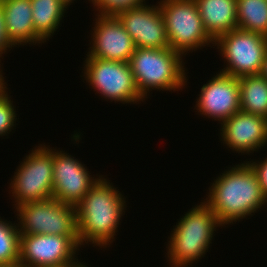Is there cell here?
Segmentation results:
<instances>
[{
  "label": "cell",
  "instance_id": "cell-26",
  "mask_svg": "<svg viewBox=\"0 0 267 267\" xmlns=\"http://www.w3.org/2000/svg\"><path fill=\"white\" fill-rule=\"evenodd\" d=\"M0 63H1V61H0ZM3 64L1 65L0 64V94L4 91V90H6L7 89V86H8V84L6 83V81H5V77H3L4 75V73H3ZM2 68V69H1ZM7 86H6V85Z\"/></svg>",
  "mask_w": 267,
  "mask_h": 267
},
{
  "label": "cell",
  "instance_id": "cell-13",
  "mask_svg": "<svg viewBox=\"0 0 267 267\" xmlns=\"http://www.w3.org/2000/svg\"><path fill=\"white\" fill-rule=\"evenodd\" d=\"M217 73L201 87L194 109L221 124L241 110L240 84L237 77Z\"/></svg>",
  "mask_w": 267,
  "mask_h": 267
},
{
  "label": "cell",
  "instance_id": "cell-29",
  "mask_svg": "<svg viewBox=\"0 0 267 267\" xmlns=\"http://www.w3.org/2000/svg\"><path fill=\"white\" fill-rule=\"evenodd\" d=\"M66 6H70L71 5V3H74V1L75 0H61ZM88 1H90L91 2V0H88Z\"/></svg>",
  "mask_w": 267,
  "mask_h": 267
},
{
  "label": "cell",
  "instance_id": "cell-17",
  "mask_svg": "<svg viewBox=\"0 0 267 267\" xmlns=\"http://www.w3.org/2000/svg\"><path fill=\"white\" fill-rule=\"evenodd\" d=\"M203 27L215 42L220 36L238 29L237 0H195Z\"/></svg>",
  "mask_w": 267,
  "mask_h": 267
},
{
  "label": "cell",
  "instance_id": "cell-16",
  "mask_svg": "<svg viewBox=\"0 0 267 267\" xmlns=\"http://www.w3.org/2000/svg\"><path fill=\"white\" fill-rule=\"evenodd\" d=\"M0 5L5 15L8 38L14 46H42L45 43L34 31L30 0H0Z\"/></svg>",
  "mask_w": 267,
  "mask_h": 267
},
{
  "label": "cell",
  "instance_id": "cell-20",
  "mask_svg": "<svg viewBox=\"0 0 267 267\" xmlns=\"http://www.w3.org/2000/svg\"><path fill=\"white\" fill-rule=\"evenodd\" d=\"M238 29L267 36V0H237Z\"/></svg>",
  "mask_w": 267,
  "mask_h": 267
},
{
  "label": "cell",
  "instance_id": "cell-4",
  "mask_svg": "<svg viewBox=\"0 0 267 267\" xmlns=\"http://www.w3.org/2000/svg\"><path fill=\"white\" fill-rule=\"evenodd\" d=\"M183 59L182 54L170 47L136 48L129 64L140 95L146 100L152 90L176 92L184 89L188 79Z\"/></svg>",
  "mask_w": 267,
  "mask_h": 267
},
{
  "label": "cell",
  "instance_id": "cell-24",
  "mask_svg": "<svg viewBox=\"0 0 267 267\" xmlns=\"http://www.w3.org/2000/svg\"><path fill=\"white\" fill-rule=\"evenodd\" d=\"M247 162L257 174L265 201L267 203V157H265L264 160H250Z\"/></svg>",
  "mask_w": 267,
  "mask_h": 267
},
{
  "label": "cell",
  "instance_id": "cell-10",
  "mask_svg": "<svg viewBox=\"0 0 267 267\" xmlns=\"http://www.w3.org/2000/svg\"><path fill=\"white\" fill-rule=\"evenodd\" d=\"M79 248L78 236L21 234L19 264L22 267L86 264L78 261Z\"/></svg>",
  "mask_w": 267,
  "mask_h": 267
},
{
  "label": "cell",
  "instance_id": "cell-9",
  "mask_svg": "<svg viewBox=\"0 0 267 267\" xmlns=\"http://www.w3.org/2000/svg\"><path fill=\"white\" fill-rule=\"evenodd\" d=\"M226 65L221 73L240 78L261 71L267 51V36L257 32L235 29L220 36L215 42ZM226 66V67H225Z\"/></svg>",
  "mask_w": 267,
  "mask_h": 267
},
{
  "label": "cell",
  "instance_id": "cell-11",
  "mask_svg": "<svg viewBox=\"0 0 267 267\" xmlns=\"http://www.w3.org/2000/svg\"><path fill=\"white\" fill-rule=\"evenodd\" d=\"M53 198L76 206L102 175H90L85 164L53 148Z\"/></svg>",
  "mask_w": 267,
  "mask_h": 267
},
{
  "label": "cell",
  "instance_id": "cell-1",
  "mask_svg": "<svg viewBox=\"0 0 267 267\" xmlns=\"http://www.w3.org/2000/svg\"><path fill=\"white\" fill-rule=\"evenodd\" d=\"M228 168L214 179L203 200L222 227L253 216L267 205L257 174L246 160Z\"/></svg>",
  "mask_w": 267,
  "mask_h": 267
},
{
  "label": "cell",
  "instance_id": "cell-12",
  "mask_svg": "<svg viewBox=\"0 0 267 267\" xmlns=\"http://www.w3.org/2000/svg\"><path fill=\"white\" fill-rule=\"evenodd\" d=\"M95 15L86 58L129 63L136 46L123 24L115 15Z\"/></svg>",
  "mask_w": 267,
  "mask_h": 267
},
{
  "label": "cell",
  "instance_id": "cell-3",
  "mask_svg": "<svg viewBox=\"0 0 267 267\" xmlns=\"http://www.w3.org/2000/svg\"><path fill=\"white\" fill-rule=\"evenodd\" d=\"M222 225L204 202L182 215L168 237L167 262L170 267H189L198 263L210 249L215 232ZM215 231V232H214Z\"/></svg>",
  "mask_w": 267,
  "mask_h": 267
},
{
  "label": "cell",
  "instance_id": "cell-2",
  "mask_svg": "<svg viewBox=\"0 0 267 267\" xmlns=\"http://www.w3.org/2000/svg\"><path fill=\"white\" fill-rule=\"evenodd\" d=\"M126 197L103 175L75 206L80 247L107 248L115 241L114 236L126 209Z\"/></svg>",
  "mask_w": 267,
  "mask_h": 267
},
{
  "label": "cell",
  "instance_id": "cell-22",
  "mask_svg": "<svg viewBox=\"0 0 267 267\" xmlns=\"http://www.w3.org/2000/svg\"><path fill=\"white\" fill-rule=\"evenodd\" d=\"M8 88L0 94V137L7 136L16 127L17 114Z\"/></svg>",
  "mask_w": 267,
  "mask_h": 267
},
{
  "label": "cell",
  "instance_id": "cell-19",
  "mask_svg": "<svg viewBox=\"0 0 267 267\" xmlns=\"http://www.w3.org/2000/svg\"><path fill=\"white\" fill-rule=\"evenodd\" d=\"M238 79L241 111L267 118V80L260 74Z\"/></svg>",
  "mask_w": 267,
  "mask_h": 267
},
{
  "label": "cell",
  "instance_id": "cell-8",
  "mask_svg": "<svg viewBox=\"0 0 267 267\" xmlns=\"http://www.w3.org/2000/svg\"><path fill=\"white\" fill-rule=\"evenodd\" d=\"M20 234L78 236L76 207L51 198L15 208ZM19 220V221H18Z\"/></svg>",
  "mask_w": 267,
  "mask_h": 267
},
{
  "label": "cell",
  "instance_id": "cell-6",
  "mask_svg": "<svg viewBox=\"0 0 267 267\" xmlns=\"http://www.w3.org/2000/svg\"><path fill=\"white\" fill-rule=\"evenodd\" d=\"M157 4L165 20L171 49L185 57L205 46H214L203 27L195 0H160Z\"/></svg>",
  "mask_w": 267,
  "mask_h": 267
},
{
  "label": "cell",
  "instance_id": "cell-21",
  "mask_svg": "<svg viewBox=\"0 0 267 267\" xmlns=\"http://www.w3.org/2000/svg\"><path fill=\"white\" fill-rule=\"evenodd\" d=\"M20 235L17 223L0 217V265L19 263Z\"/></svg>",
  "mask_w": 267,
  "mask_h": 267
},
{
  "label": "cell",
  "instance_id": "cell-15",
  "mask_svg": "<svg viewBox=\"0 0 267 267\" xmlns=\"http://www.w3.org/2000/svg\"><path fill=\"white\" fill-rule=\"evenodd\" d=\"M220 141L235 153L253 154L267 144V118L239 111L221 125Z\"/></svg>",
  "mask_w": 267,
  "mask_h": 267
},
{
  "label": "cell",
  "instance_id": "cell-25",
  "mask_svg": "<svg viewBox=\"0 0 267 267\" xmlns=\"http://www.w3.org/2000/svg\"><path fill=\"white\" fill-rule=\"evenodd\" d=\"M12 47L14 48L15 46L11 43V41L8 38L7 28L5 24V15L0 5V61L1 58L2 59L4 58V56L2 55L5 53L7 54V52H9L12 49Z\"/></svg>",
  "mask_w": 267,
  "mask_h": 267
},
{
  "label": "cell",
  "instance_id": "cell-23",
  "mask_svg": "<svg viewBox=\"0 0 267 267\" xmlns=\"http://www.w3.org/2000/svg\"><path fill=\"white\" fill-rule=\"evenodd\" d=\"M98 15H116L121 10L141 6L146 0H91Z\"/></svg>",
  "mask_w": 267,
  "mask_h": 267
},
{
  "label": "cell",
  "instance_id": "cell-28",
  "mask_svg": "<svg viewBox=\"0 0 267 267\" xmlns=\"http://www.w3.org/2000/svg\"><path fill=\"white\" fill-rule=\"evenodd\" d=\"M86 264H67V265H60L54 267H86Z\"/></svg>",
  "mask_w": 267,
  "mask_h": 267
},
{
  "label": "cell",
  "instance_id": "cell-7",
  "mask_svg": "<svg viewBox=\"0 0 267 267\" xmlns=\"http://www.w3.org/2000/svg\"><path fill=\"white\" fill-rule=\"evenodd\" d=\"M83 65L84 80L104 100L136 105L145 102L136 87L129 63L86 58Z\"/></svg>",
  "mask_w": 267,
  "mask_h": 267
},
{
  "label": "cell",
  "instance_id": "cell-27",
  "mask_svg": "<svg viewBox=\"0 0 267 267\" xmlns=\"http://www.w3.org/2000/svg\"><path fill=\"white\" fill-rule=\"evenodd\" d=\"M259 74L267 80V51Z\"/></svg>",
  "mask_w": 267,
  "mask_h": 267
},
{
  "label": "cell",
  "instance_id": "cell-18",
  "mask_svg": "<svg viewBox=\"0 0 267 267\" xmlns=\"http://www.w3.org/2000/svg\"><path fill=\"white\" fill-rule=\"evenodd\" d=\"M30 1L32 5L34 31L44 42H47L49 38L51 39L53 37L57 29L61 27L60 24L69 7L61 0Z\"/></svg>",
  "mask_w": 267,
  "mask_h": 267
},
{
  "label": "cell",
  "instance_id": "cell-14",
  "mask_svg": "<svg viewBox=\"0 0 267 267\" xmlns=\"http://www.w3.org/2000/svg\"><path fill=\"white\" fill-rule=\"evenodd\" d=\"M146 4L121 10L115 16L132 37L136 48L170 47L165 20L159 6Z\"/></svg>",
  "mask_w": 267,
  "mask_h": 267
},
{
  "label": "cell",
  "instance_id": "cell-5",
  "mask_svg": "<svg viewBox=\"0 0 267 267\" xmlns=\"http://www.w3.org/2000/svg\"><path fill=\"white\" fill-rule=\"evenodd\" d=\"M38 145L26 154L9 182L13 208L53 198V149L45 143Z\"/></svg>",
  "mask_w": 267,
  "mask_h": 267
},
{
  "label": "cell",
  "instance_id": "cell-30",
  "mask_svg": "<svg viewBox=\"0 0 267 267\" xmlns=\"http://www.w3.org/2000/svg\"><path fill=\"white\" fill-rule=\"evenodd\" d=\"M0 267H22L19 263L11 265H0Z\"/></svg>",
  "mask_w": 267,
  "mask_h": 267
}]
</instances>
